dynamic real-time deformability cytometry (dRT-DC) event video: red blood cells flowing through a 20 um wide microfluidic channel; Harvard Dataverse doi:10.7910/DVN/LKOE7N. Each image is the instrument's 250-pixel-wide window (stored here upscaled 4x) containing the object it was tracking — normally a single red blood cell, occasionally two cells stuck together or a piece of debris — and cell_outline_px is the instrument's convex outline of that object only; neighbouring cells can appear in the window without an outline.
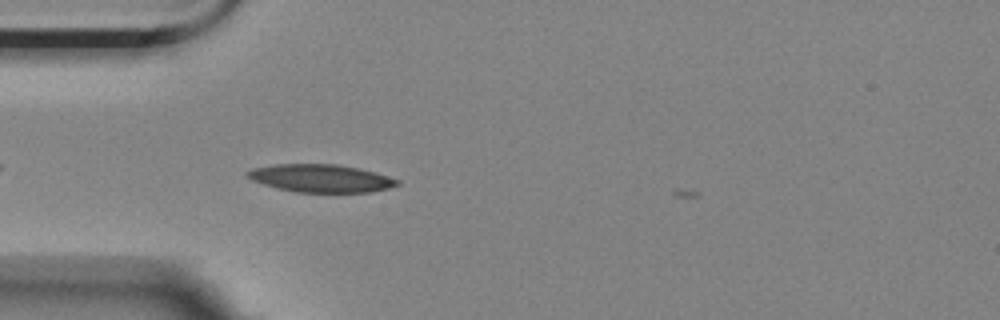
{"species": "Egyptian fruit bat (a non-hibernating species)", "species_latin": "Rousettus aegyptiacus", "temperature_condition": "room temperature", "stored_images_in_passage": 2, "camera_frame_rate_fps": 3000, "um_per_image_px": 0.085, "animal": {"sex": "female"}, "frame": {"image": 1, "passage_image": 1, "time_ms": 0.0, "image_size_px": [1000, 320], "cell_outline_px": [[400, 184], [388, 188], [372, 192], [296, 192], [276, 188], [252, 180], [244, 176], [244, 172], [252, 168], [276, 164], [336, 164], [356, 168], [372, 172], [400, 180]], "centroid_in_image_um": [27.21, 15.15], "position_along_channel_um": 57.8, "area_um2": 24.22}}